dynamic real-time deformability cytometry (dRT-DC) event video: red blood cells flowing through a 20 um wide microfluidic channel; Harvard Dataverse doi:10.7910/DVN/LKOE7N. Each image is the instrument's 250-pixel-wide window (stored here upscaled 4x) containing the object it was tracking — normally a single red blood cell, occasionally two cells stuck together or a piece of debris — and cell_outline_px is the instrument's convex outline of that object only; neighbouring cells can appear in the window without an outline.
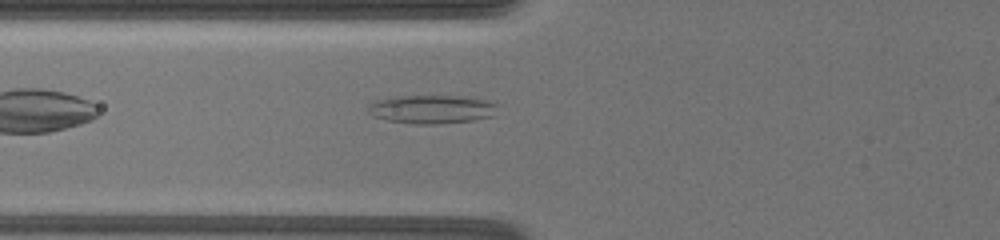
{"species": "common noctule bat (a hibernating species)", "species_latin": "Nyctalus noctula", "temperature_condition": "warm", "stored_images_in_passage": 4, "camera_frame_rate_fps": 3000, "um_per_image_px": 0.085, "animal": {"sex": "female", "body_mass_g": 19.5, "forearm_length_mm": 54.1}, "frame": {"image": 1, "passage_image": 4, "time_ms": 1.333, "image_size_px": [1000, 240], "cell_outline_px": [[496, 104], [492, 116], [472, 120], [436, 124], [416, 124], [388, 120], [372, 116], [368, 112], [368, 108], [376, 100], [404, 96], [476, 96], [488, 100]], "centroid_in_image_um": [36.73, 9.28], "position_along_channel_um": 89.1, "area_um2": 21.33}}